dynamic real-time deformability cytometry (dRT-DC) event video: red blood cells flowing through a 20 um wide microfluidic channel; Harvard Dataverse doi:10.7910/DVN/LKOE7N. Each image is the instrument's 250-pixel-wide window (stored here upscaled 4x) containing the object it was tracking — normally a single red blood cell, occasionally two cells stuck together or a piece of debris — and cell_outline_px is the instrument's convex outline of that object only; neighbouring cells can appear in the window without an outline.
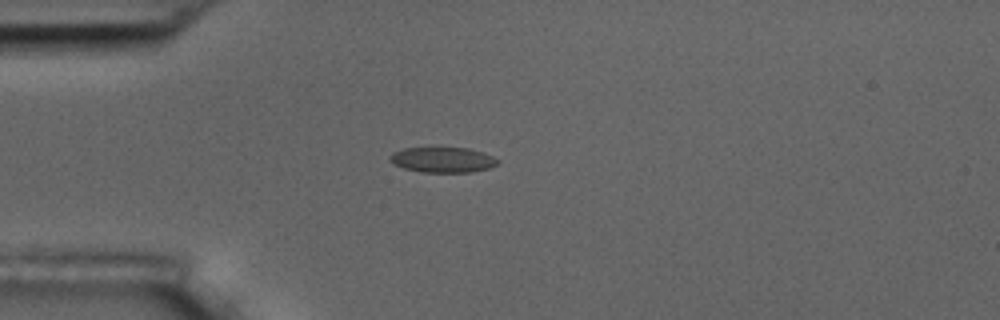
{"species": "common noctule bat (a hibernating species)", "species_latin": "Nyctalus noctula", "temperature_condition": "room temperature", "stored_images_in_passage": 4, "camera_frame_rate_fps": 3000, "um_per_image_px": 0.085, "animal": {"sex": "male", "body_mass_g": 17.5, "forearm_length_mm": 52.3}, "frame": {"image": 1, "passage_image": 4, "time_ms": 3.333, "image_size_px": [1000, 320], "cell_outline_px": [[500, 164], [488, 168], [472, 172], [420, 172], [404, 168], [392, 164], [388, 156], [392, 152], [404, 148], [468, 148], [484, 152], [500, 160]], "centroid_in_image_um": [37.63, 13.58], "position_along_channel_um": 47.4, "area_um2": 16.07}}